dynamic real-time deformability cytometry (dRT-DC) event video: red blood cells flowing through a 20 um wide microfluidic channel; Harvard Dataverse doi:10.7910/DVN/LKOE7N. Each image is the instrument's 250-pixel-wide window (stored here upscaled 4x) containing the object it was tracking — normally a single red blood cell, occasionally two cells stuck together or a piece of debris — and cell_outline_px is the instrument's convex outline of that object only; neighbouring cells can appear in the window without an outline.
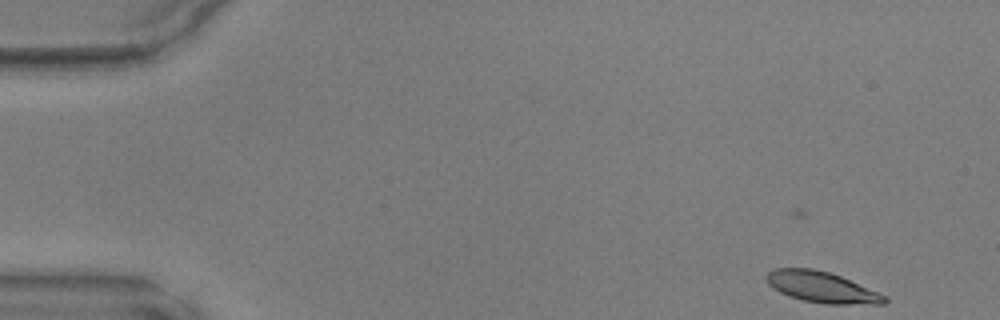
{"species": "common noctule bat (a hibernating species)", "species_latin": "Nyctalus noctula", "temperature_condition": "warm", "stored_images_in_passage": 43, "camera_frame_rate_fps": 3000, "um_per_image_px": 0.085, "animal": {"sex": "male", "body_mass_g": 17.9, "forearm_length_mm": 54.2}, "frame": {"image": 1, "passage_image": 1, "time_ms": 0.0, "image_size_px": [1000, 320], "cell_outline_px": [[888, 300], [884, 304], [824, 304], [800, 300], [788, 296], [772, 288], [768, 284], [764, 276], [772, 268], [812, 268], [828, 272], [840, 276], [888, 296]], "centroid_in_image_um": [69.82, 24.41], "position_along_channel_um": 15.2, "area_um2": 21.5}}
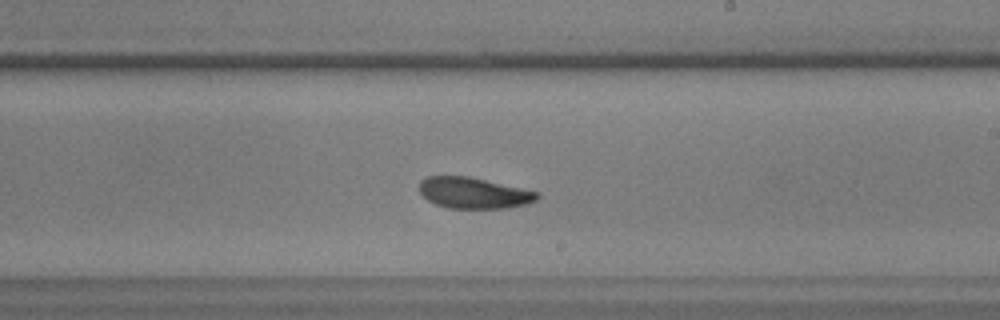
{"frame": {"image": 2, "passage_image": 26, "time_ms": 8.333, "image_size_px": [1000, 320], "cell_outline_px": [[540, 196], [536, 200], [528, 204], [508, 208], [448, 208], [436, 204], [428, 200], [420, 192], [420, 180], [428, 176], [468, 176], [540, 192]], "centroid_in_image_um": [40.29, 16.4], "position_along_channel_um": 248.7, "area_um2": 21.33}}
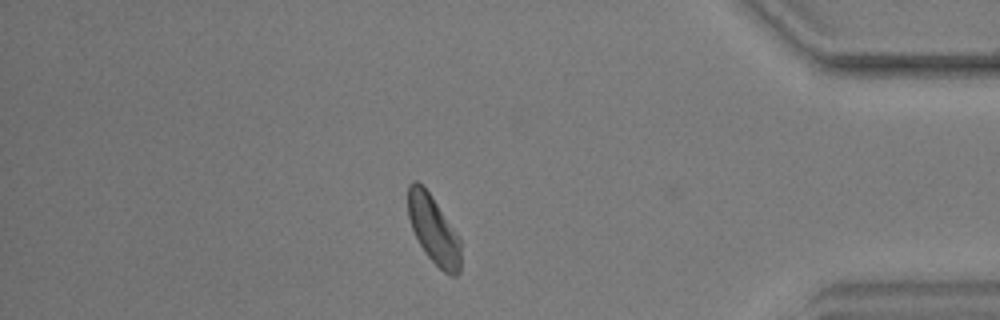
{"frame": {"image": 3, "passage_image": 39, "time_ms": 12.667, "image_size_px": [1000, 320], "cell_outline_px": [[460, 272], [456, 276], [452, 276], [444, 272], [424, 252], [412, 228], [408, 216], [408, 184], [412, 180], [416, 180], [432, 196], [460, 236]], "centroid_in_image_um": [36.86, 19.52], "position_along_channel_um": 398.3, "area_um2": 20.92}}